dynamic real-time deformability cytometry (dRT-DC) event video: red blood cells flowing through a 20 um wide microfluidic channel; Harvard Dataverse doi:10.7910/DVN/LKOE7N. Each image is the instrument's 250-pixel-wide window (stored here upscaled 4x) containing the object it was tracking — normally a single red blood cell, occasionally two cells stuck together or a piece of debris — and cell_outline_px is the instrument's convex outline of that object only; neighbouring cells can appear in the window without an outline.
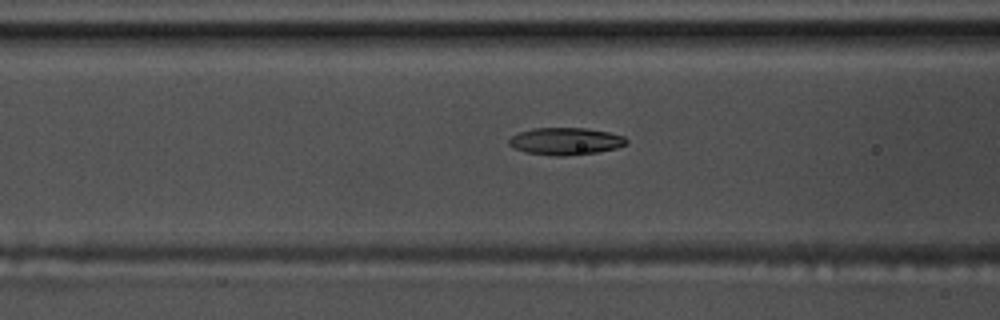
{"species": "common noctule bat (a hibernating species)", "species_latin": "Nyctalus noctula", "temperature_condition": "warm", "stored_images_in_passage": 42, "camera_frame_rate_fps": 3000, "um_per_image_px": 0.085, "animal": {"sex": "male", "body_mass_g": 17.5, "forearm_length_mm": 52.3}, "frame": {"image": 1, "passage_image": 8, "time_ms": 2.333, "image_size_px": [1000, 320], "cell_outline_px": [[628, 140], [624, 144], [616, 148], [596, 152], [564, 156], [556, 156], [524, 152], [508, 144], [508, 140], [512, 136], [520, 132], [536, 128], [584, 128], [608, 132], [624, 136]], "centroid_in_image_um": [48.06, 12.0], "position_along_channel_um": 118.5, "area_um2": 18.38}}
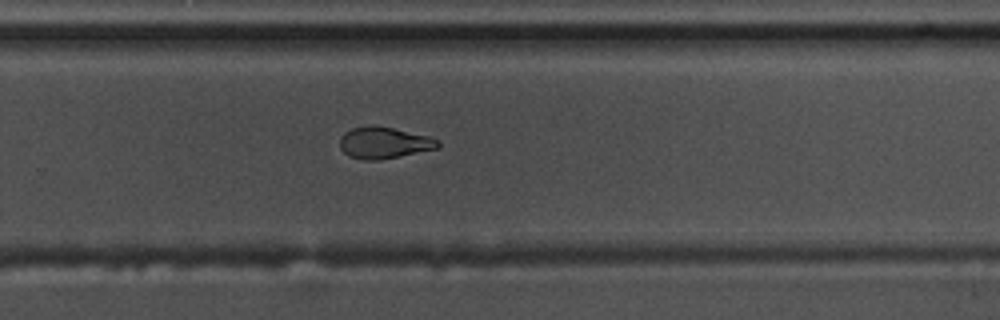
{"frame": {"image": 2, "passage_image": 23, "time_ms": 7.333, "image_size_px": [1000, 320], "cell_outline_px": [[440, 144], [436, 148], [380, 160], [364, 160], [348, 156], [340, 148], [340, 136], [344, 132], [352, 128], [376, 124], [428, 136], [440, 140]], "centroid_in_image_um": [32.6, 12.12], "position_along_channel_um": 297.2, "area_um2": 18.03}}
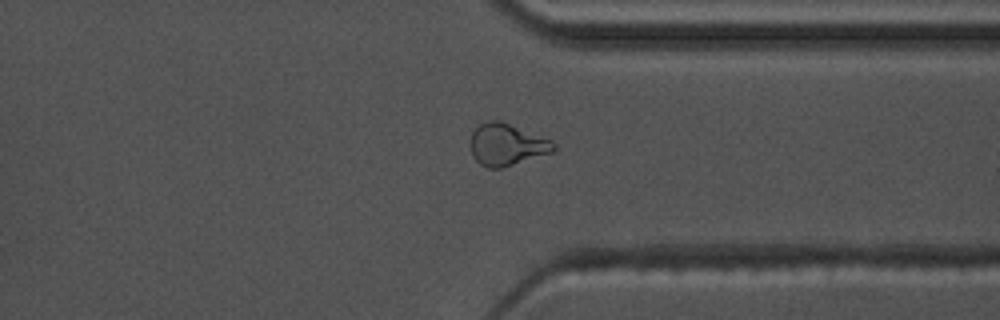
{"frame": {"image": 3, "passage_image": 29, "time_ms": 9.333, "image_size_px": [1000, 320], "cell_outline_px": [[556, 148], [552, 152], [500, 168], [488, 168], [480, 164], [472, 156], [472, 132], [480, 124], [488, 120], [500, 120], [552, 140], [556, 144]], "centroid_in_image_um": [43.08, 12.28], "position_along_channel_um": 368.3, "area_um2": 20.06}, "authors_computed_cell_mechanics": {"area_um2": 18.4671, "velocity_mm_per_s": 3.5794, "shape_relaxation_time_tau1_ms": 6.3416, "shape_relaxation_time_tau2_ms": 2.3731, "deformation_change_tau1": 0.1866, "deformation_change_tau2": 0.0913}}